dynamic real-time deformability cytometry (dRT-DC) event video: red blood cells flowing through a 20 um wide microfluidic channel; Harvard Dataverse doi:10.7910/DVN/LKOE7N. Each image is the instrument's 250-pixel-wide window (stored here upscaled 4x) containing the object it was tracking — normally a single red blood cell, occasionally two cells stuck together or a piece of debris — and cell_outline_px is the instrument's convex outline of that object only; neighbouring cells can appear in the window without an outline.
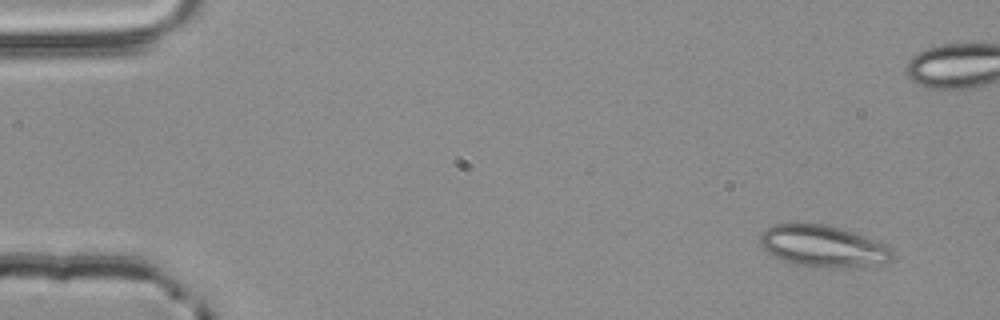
{"species": "common noctule bat (a hibernating species)", "species_latin": "Nyctalus noctula", "temperature_condition": "room temperature", "stored_images_in_passage": 5, "camera_frame_rate_fps": 3000, "um_per_image_px": 0.085, "animal": {"sex": "male", "body_mass_g": 20.4}, "frame": {"image": 1, "passage_image": 1, "time_ms": 0.0, "image_size_px": [1000, 320], "cell_outline_px": [[892, 256], [888, 260], [836, 268], [800, 264], [784, 260], [768, 252], [760, 244], [760, 236], [768, 228], [776, 224], [824, 224], [840, 228], [864, 236], [884, 244], [892, 252]], "centroid_in_image_um": [69.89, 20.89], "position_along_channel_um": 15.1, "area_um2": 30.52}}